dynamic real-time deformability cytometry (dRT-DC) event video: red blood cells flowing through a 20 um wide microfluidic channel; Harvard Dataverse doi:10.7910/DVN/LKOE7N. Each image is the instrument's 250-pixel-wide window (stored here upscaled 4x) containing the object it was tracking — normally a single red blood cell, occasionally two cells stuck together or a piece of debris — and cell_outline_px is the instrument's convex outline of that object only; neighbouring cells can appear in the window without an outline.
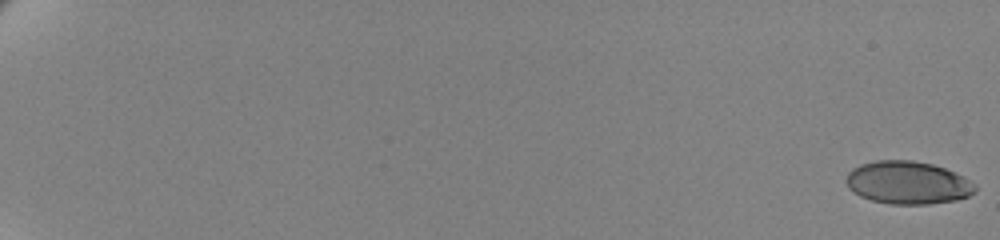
{"species": "human", "species_latin": "Homo sapiens", "temperature_condition": "cold", "stored_images_in_passage": 63, "camera_frame_rate_fps": 3000, "um_per_image_px": 0.085, "donor": {"sex": "female"}, "frame": {"image": 1, "passage_image": 1, "time_ms": 0.0, "image_size_px": [1000, 240], "cell_outline_px": [[976, 192], [968, 196], [956, 200], [928, 204], [888, 204], [872, 200], [860, 196], [848, 188], [844, 180], [848, 172], [852, 168], [860, 164], [876, 160], [912, 160], [932, 164], [944, 168], [964, 176], [976, 184]], "centroid_in_image_um": [77.15, 15.52], "position_along_channel_um": 7.9, "area_um2": 32.48}}
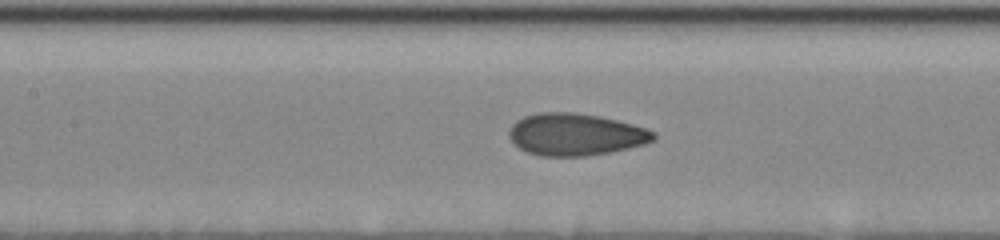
{"frame": {"image": 2, "passage_image": 34, "time_ms": 11.0, "image_size_px": [1000, 240], "cell_outline_px": [[656, 140], [644, 144], [612, 152], [584, 156], [540, 156], [528, 152], [520, 148], [508, 136], [508, 132], [512, 124], [516, 120], [524, 116], [536, 112], [576, 112], [600, 116], [648, 128], [656, 132]], "centroid_in_image_um": [48.94, 11.42], "position_along_channel_um": 158.5, "area_um2": 35.72}}
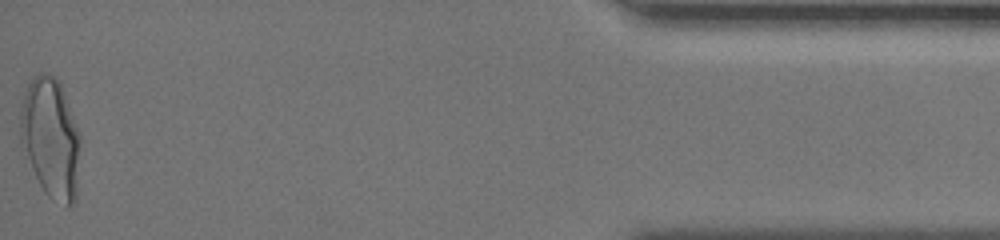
{"frame": {"image": 3, "passage_image": 63, "time_ms": 20.667, "image_size_px": [1000, 240], "cell_outline_px": [[80, 140], [76, 200], [72, 204], [68, 204], [52, 200], [44, 192], [20, 144], [20, 100], [28, 84], [40, 72], [48, 72], [56, 76], [60, 80], [80, 132]], "centroid_in_image_um": [4.3, 11.66], "position_along_channel_um": 430.9, "area_um2": 42.37}, "authors_computed_cell_mechanics": {"area_um2": 33.9864, "velocity_mm_per_s": 3.4653, "shape_relaxation_time_tau1_ms": 6.6151, "shape_relaxation_time_tau2_ms": 0.8328, "deformation_change_tau1": 0.165, "deformation_change_tau2": 0.0671}}